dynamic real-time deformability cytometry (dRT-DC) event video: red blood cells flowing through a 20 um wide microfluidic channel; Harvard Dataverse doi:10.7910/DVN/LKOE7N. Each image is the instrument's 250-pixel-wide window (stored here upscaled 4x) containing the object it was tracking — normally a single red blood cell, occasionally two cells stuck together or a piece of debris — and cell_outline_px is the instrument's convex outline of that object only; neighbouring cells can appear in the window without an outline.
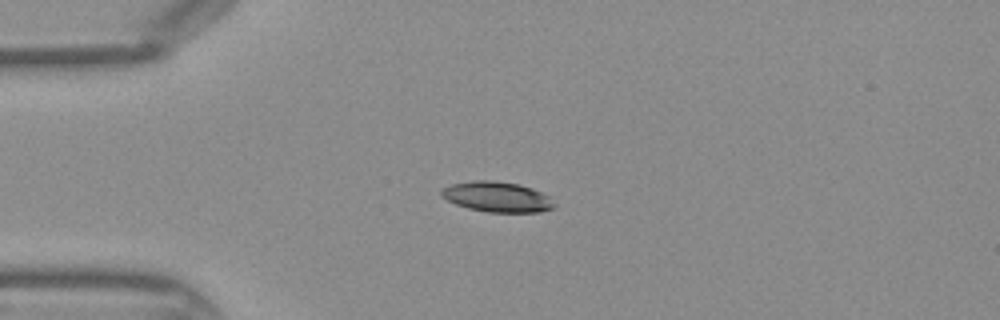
{"species": "Egyptian fruit bat (a non-hibernating species)", "species_latin": "Rousettus aegyptiacus", "temperature_condition": "warm", "stored_images_in_passage": 34, "camera_frame_rate_fps": 3000, "um_per_image_px": 0.085, "frame": {"image": 1, "passage_image": 1, "time_ms": 0.0, "image_size_px": [1000, 320], "cell_outline_px": [[556, 208], [540, 212], [488, 212], [468, 208], [456, 204], [440, 196], [440, 192], [444, 188], [452, 184], [472, 180], [488, 180], [520, 184], [532, 188], [548, 196], [556, 204]], "centroid_in_image_um": [42.27, 16.74], "position_along_channel_um": 42.7, "area_um2": 19.94}}
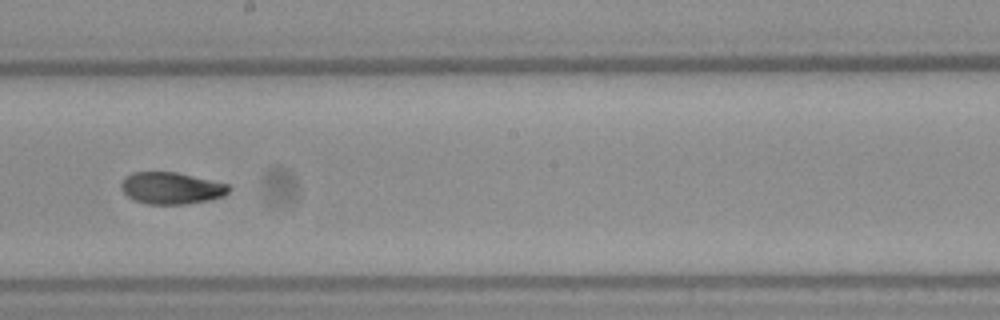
{"frame": {"image": 2, "passage_image": 15, "time_ms": 4.667, "image_size_px": [1000, 320], "cell_outline_px": [[232, 188], [224, 196], [208, 200], [184, 204], [148, 204], [136, 200], [128, 196], [120, 188], [120, 184], [124, 176], [132, 172], [176, 172], [228, 184]], "centroid_in_image_um": [14.55, 15.98], "position_along_channel_um": 233.7, "area_um2": 19.94}}
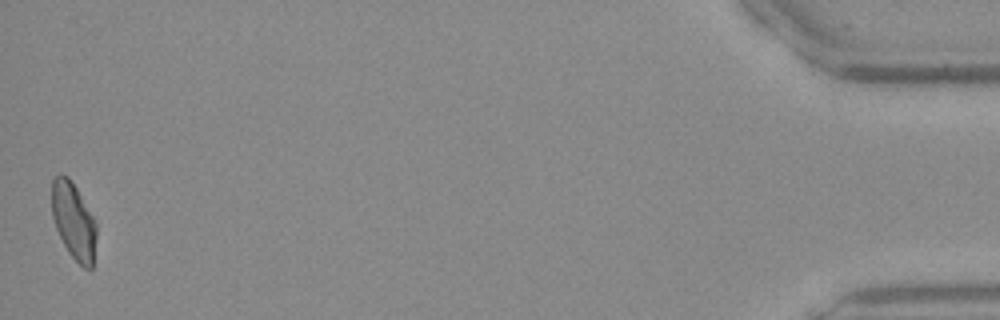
{"frame": {"image": 3, "passage_image": 34, "time_ms": 11.0, "image_size_px": [1000, 320], "cell_outline_px": [[96, 236], [92, 268], [84, 268], [68, 252], [56, 228], [52, 216], [52, 180], [60, 172], [68, 176], [76, 188], [92, 216], [96, 224]], "centroid_in_image_um": [6.24, 18.76], "position_along_channel_um": 429.0, "area_um2": 19.59}}